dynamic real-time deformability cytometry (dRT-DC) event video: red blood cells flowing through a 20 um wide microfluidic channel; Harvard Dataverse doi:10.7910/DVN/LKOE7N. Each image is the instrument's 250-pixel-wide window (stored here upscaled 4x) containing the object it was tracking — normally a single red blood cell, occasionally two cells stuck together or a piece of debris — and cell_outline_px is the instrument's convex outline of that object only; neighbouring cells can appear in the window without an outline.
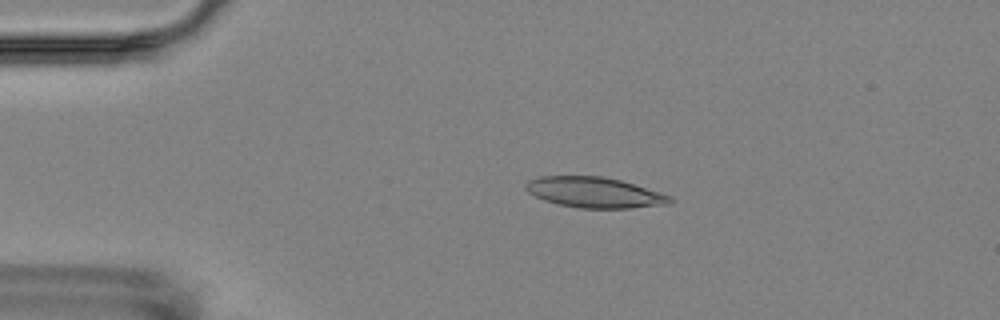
{"species": "Egyptian fruit bat (a non-hibernating species)", "species_latin": "Rousettus aegyptiacus", "temperature_condition": "room temperature", "stored_images_in_passage": 5, "camera_frame_rate_fps": 3000, "um_per_image_px": 0.085, "animal": {"sex": "female"}, "frame": {"image": 1, "passage_image": 3, "time_ms": 3.333, "image_size_px": [1000, 320], "cell_outline_px": [[672, 200], [668, 204], [632, 208], [580, 208], [560, 204], [544, 200], [528, 192], [524, 188], [524, 184], [528, 180], [540, 176], [600, 176], [620, 180], [660, 192], [672, 196]], "centroid_in_image_um": [50.51, 16.35], "position_along_channel_um": 34.5, "area_um2": 25.55}}